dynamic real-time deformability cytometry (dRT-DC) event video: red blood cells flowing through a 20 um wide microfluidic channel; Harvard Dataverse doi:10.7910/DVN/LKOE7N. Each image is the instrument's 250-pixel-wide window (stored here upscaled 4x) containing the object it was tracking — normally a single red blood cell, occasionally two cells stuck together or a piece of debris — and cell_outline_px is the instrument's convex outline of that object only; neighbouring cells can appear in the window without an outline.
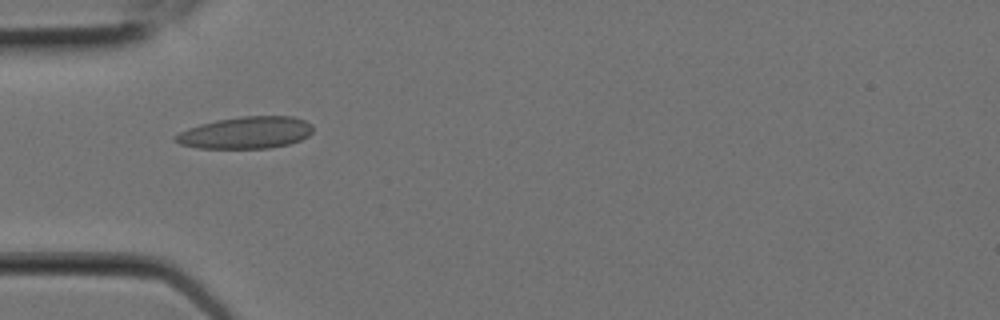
{"species": "Egyptian fruit bat (a non-hibernating species)", "species_latin": "Rousettus aegyptiacus", "temperature_condition": "room temperature", "stored_images_in_passage": 7, "camera_frame_rate_fps": 3000, "um_per_image_px": 0.085, "animal": {"sex": "female"}, "frame": {"image": 1, "passage_image": 6, "time_ms": 1.667, "image_size_px": [1000, 320], "cell_outline_px": [[312, 132], [308, 136], [300, 140], [288, 144], [268, 148], [200, 148], [180, 144], [172, 140], [172, 136], [188, 128], [200, 124], [216, 120], [240, 116], [292, 116], [304, 120], [312, 124]], "centroid_in_image_um": [20.87, 11.27], "position_along_channel_um": 64.1, "area_um2": 25.66}}
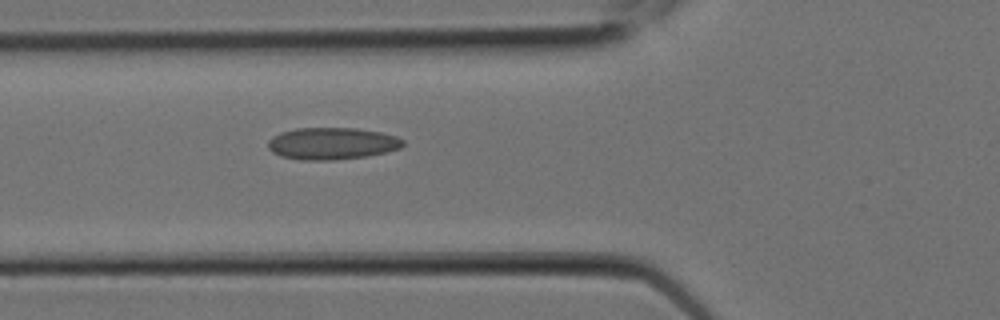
{"frame": {"image": 2, "passage_image": 7, "time_ms": 2.0, "image_size_px": [1000, 320], "cell_outline_px": [[404, 144], [400, 148], [368, 156], [336, 160], [300, 160], [280, 156], [272, 152], [268, 148], [268, 140], [272, 136], [280, 132], [296, 128], [356, 128], [380, 132], [396, 136], [404, 140]], "centroid_in_image_um": [28.19, 12.2], "position_along_channel_um": 97.6, "area_um2": 25.32}}